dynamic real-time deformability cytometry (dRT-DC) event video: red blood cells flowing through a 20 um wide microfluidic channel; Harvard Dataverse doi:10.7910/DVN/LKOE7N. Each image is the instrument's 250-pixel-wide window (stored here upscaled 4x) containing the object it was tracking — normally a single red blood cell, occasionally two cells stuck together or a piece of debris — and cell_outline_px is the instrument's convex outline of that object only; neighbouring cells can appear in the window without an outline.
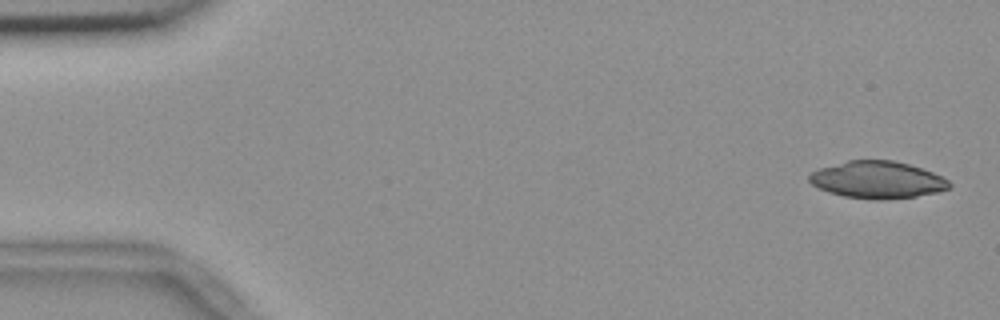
{"species": "common noctule bat (a hibernating species)", "species_latin": "Nyctalus noctula", "temperature_condition": "room temperature", "stored_images_in_passage": 4, "camera_frame_rate_fps": 3000, "um_per_image_px": 0.085, "animal": {"sex": "female", "body_mass_g": 18.4}, "frame": {"image": 1, "passage_image": 1, "time_ms": 0.0, "image_size_px": [1000, 320], "cell_outline_px": [[952, 184], [948, 188], [936, 192], [916, 196], [884, 200], [872, 200], [844, 196], [828, 192], [812, 184], [808, 180], [808, 176], [812, 172], [820, 168], [848, 160], [892, 160], [908, 164], [932, 172], [948, 180]], "centroid_in_image_um": [74.56, 15.29], "position_along_channel_um": 10.4, "area_um2": 30.11}}